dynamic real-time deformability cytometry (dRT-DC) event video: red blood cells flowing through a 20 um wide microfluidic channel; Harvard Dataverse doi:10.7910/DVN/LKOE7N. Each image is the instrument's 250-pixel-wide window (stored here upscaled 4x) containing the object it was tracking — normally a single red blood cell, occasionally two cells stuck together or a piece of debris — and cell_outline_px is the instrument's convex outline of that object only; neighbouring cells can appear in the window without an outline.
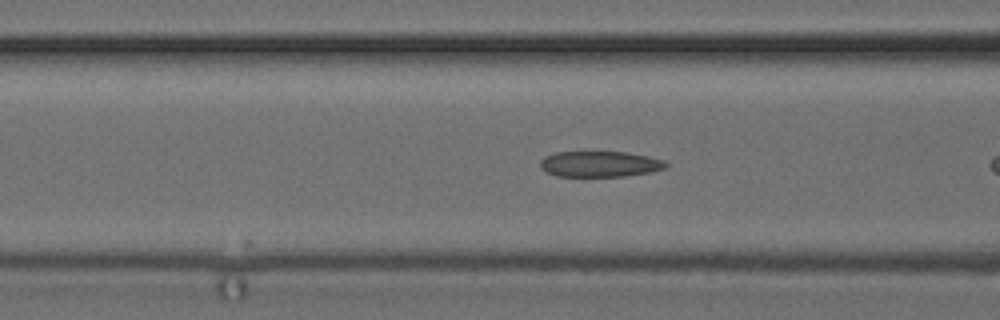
{"species": "common noctule bat (a hibernating species)", "species_latin": "Nyctalus noctula", "temperature_condition": "cold", "stored_images_in_passage": 12, "camera_frame_rate_fps": 3000, "um_per_image_px": 0.085, "animal": {"sex": "female", "body_mass_g": 24.6, "forearm_length_mm": 56.2}, "frame": {"image": 1, "passage_image": 9, "time_ms": 2.667, "image_size_px": [1000, 320], "cell_outline_px": [[668, 164], [664, 168], [652, 172], [624, 176], [556, 176], [540, 168], [540, 160], [544, 156], [556, 152], [628, 152], [648, 156], [664, 160]], "centroid_in_image_um": [50.98, 13.94], "position_along_channel_um": 115.6, "area_um2": 18.9}}
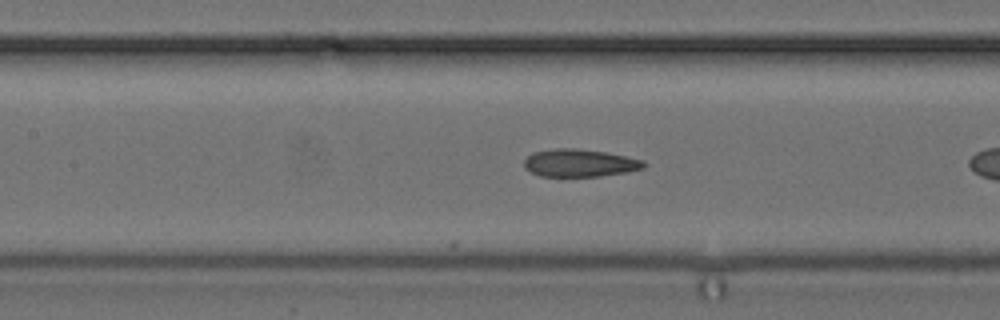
{"frame": {"image": 2, "passage_image": 12, "time_ms": 3.667, "image_size_px": [1000, 320], "cell_outline_px": [[648, 164], [644, 168], [628, 172], [600, 176], [540, 176], [524, 168], [524, 160], [532, 152], [556, 148], [580, 148], [604, 152], [644, 160]], "centroid_in_image_um": [49.28, 13.85], "position_along_channel_um": 158.1, "area_um2": 19.36}}